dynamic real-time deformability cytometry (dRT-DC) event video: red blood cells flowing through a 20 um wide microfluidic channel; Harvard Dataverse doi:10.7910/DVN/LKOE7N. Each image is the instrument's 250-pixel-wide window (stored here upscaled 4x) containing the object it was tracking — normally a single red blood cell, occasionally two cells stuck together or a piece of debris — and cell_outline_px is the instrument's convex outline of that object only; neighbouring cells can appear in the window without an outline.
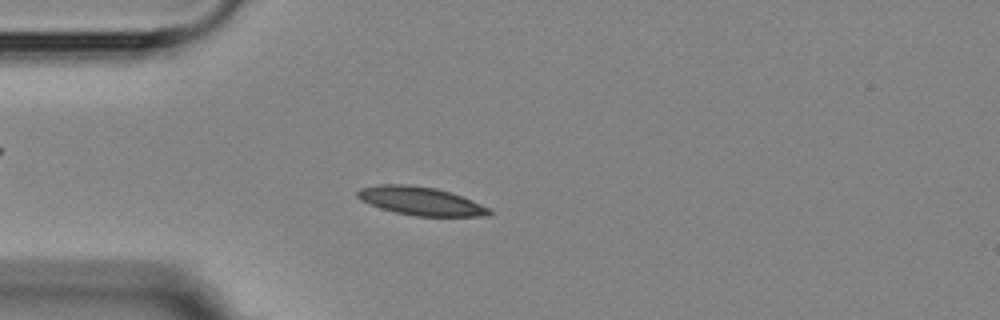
{"species": "Egyptian fruit bat (a non-hibernating species)", "species_latin": "Rousettus aegyptiacus", "temperature_condition": "room temperature", "stored_images_in_passage": 4, "camera_frame_rate_fps": 3000, "um_per_image_px": 0.085, "animal": {"sex": "female"}, "frame": {"image": 1, "passage_image": 3, "time_ms": 2.333, "image_size_px": [1000, 320], "cell_outline_px": [[492, 212], [488, 216], [416, 216], [396, 212], [380, 208], [360, 200], [356, 196], [356, 192], [360, 188], [380, 184], [408, 184], [436, 188], [452, 192], [472, 200], [488, 208]], "centroid_in_image_um": [35.74, 17.08], "position_along_channel_um": 49.3, "area_um2": 21.79}}